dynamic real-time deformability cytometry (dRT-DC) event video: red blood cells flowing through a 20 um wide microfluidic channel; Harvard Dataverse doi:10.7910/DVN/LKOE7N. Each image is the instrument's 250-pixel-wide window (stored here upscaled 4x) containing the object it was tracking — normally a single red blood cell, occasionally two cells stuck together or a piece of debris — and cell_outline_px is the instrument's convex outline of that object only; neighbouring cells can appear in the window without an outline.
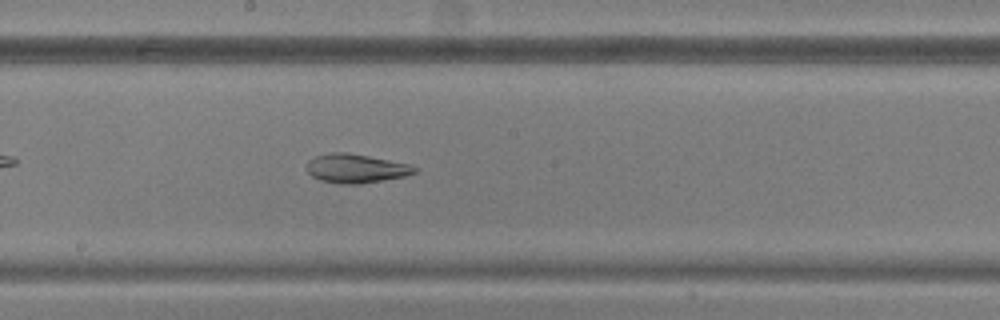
{"species": "common noctule bat (a hibernating species)", "species_latin": "Nyctalus noctula", "temperature_condition": "warm", "stored_images_in_passage": 27, "camera_frame_rate_fps": 3000, "um_per_image_px": 0.085, "animal": {"sex": "male", "body_mass_g": 20.5, "forearm_length_mm": 52.5}, "frame": {"image": 1, "passage_image": 15, "time_ms": 4.667, "image_size_px": [1000, 320], "cell_outline_px": [[416, 172], [404, 176], [360, 184], [340, 184], [320, 180], [312, 176], [308, 172], [308, 160], [316, 156], [332, 152], [348, 152], [408, 164], [416, 168]], "centroid_in_image_um": [30.22, 14.32], "position_along_channel_um": 218.0, "area_um2": 17.92}}
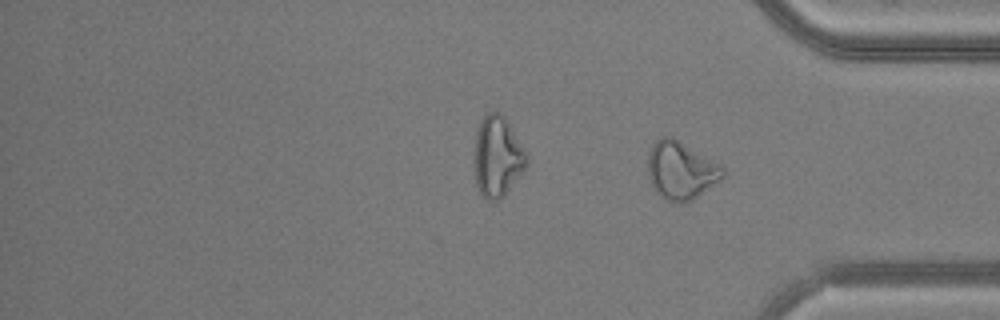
{"frame": {"image": 2, "passage_image": 27, "time_ms": 8.667, "image_size_px": [1000, 320], "cell_outline_px": [[724, 176], [720, 180], [692, 200], [668, 200], [660, 196], [656, 192], [648, 176], [648, 152], [652, 144], [660, 136], [672, 136], [720, 164], [724, 168]], "centroid_in_image_um": [57.86, 14.44], "position_along_channel_um": 377.3, "area_um2": 24.97}}